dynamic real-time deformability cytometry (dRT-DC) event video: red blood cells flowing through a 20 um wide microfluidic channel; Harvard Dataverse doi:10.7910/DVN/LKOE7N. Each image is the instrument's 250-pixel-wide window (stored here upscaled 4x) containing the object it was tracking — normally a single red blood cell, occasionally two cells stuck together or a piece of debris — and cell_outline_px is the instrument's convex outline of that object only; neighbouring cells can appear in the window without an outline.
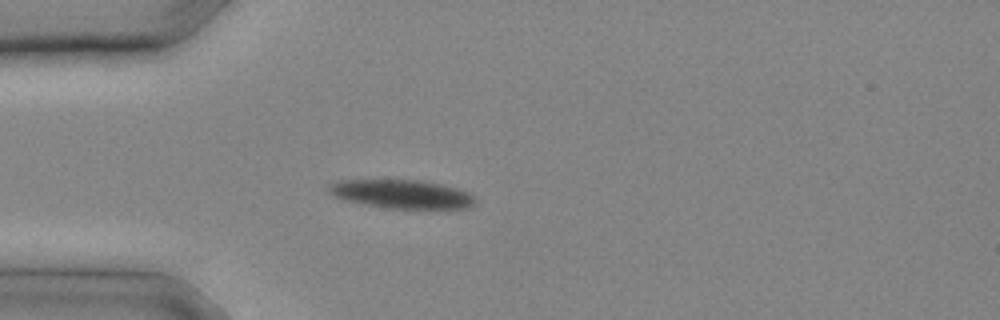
{"species": "common noctule bat (a hibernating species)", "species_latin": "Nyctalus noctula", "temperature_condition": "cold", "stored_images_in_passage": 8, "camera_frame_rate_fps": 3000, "um_per_image_px": 0.085, "animal": {"sex": "male", "body_mass_g": 20.4}, "frame": {"image": 1, "passage_image": 4, "time_ms": 1.0, "image_size_px": [1000, 320], "cell_outline_px": [[476, 200], [468, 208], [388, 208], [364, 204], [344, 200], [328, 192], [328, 188], [332, 184], [340, 180], [420, 180], [440, 184], [456, 188], [468, 192], [476, 196]], "centroid_in_image_um": [34.17, 16.49], "position_along_channel_um": 50.8, "area_um2": 24.16}}